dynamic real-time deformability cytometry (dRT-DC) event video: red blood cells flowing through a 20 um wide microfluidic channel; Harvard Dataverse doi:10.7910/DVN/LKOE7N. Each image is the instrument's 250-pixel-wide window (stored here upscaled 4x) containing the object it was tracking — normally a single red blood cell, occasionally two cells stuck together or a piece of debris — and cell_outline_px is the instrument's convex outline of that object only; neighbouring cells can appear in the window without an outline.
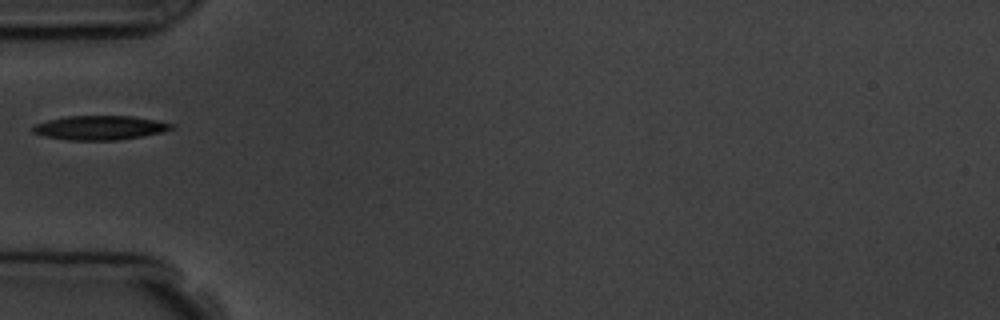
{"species": "common noctule bat (a hibernating species)", "species_latin": "Nyctalus noctula", "temperature_condition": "room temperature", "stored_images_in_passage": 3, "camera_frame_rate_fps": 3000, "um_per_image_px": 0.085, "animal": {"sex": "male", "body_mass_g": 19.5, "forearm_length_mm": 54.6}, "frame": {"image": 1, "passage_image": 2, "time_ms": 2.0, "image_size_px": [1000, 320], "cell_outline_px": [[176, 128], [144, 136], [116, 140], [68, 140], [44, 136], [32, 132], [32, 124], [64, 116], [132, 116], [156, 120], [176, 124]], "centroid_in_image_um": [8.49, 10.85], "position_along_channel_um": 76.5, "area_um2": 19.71}}